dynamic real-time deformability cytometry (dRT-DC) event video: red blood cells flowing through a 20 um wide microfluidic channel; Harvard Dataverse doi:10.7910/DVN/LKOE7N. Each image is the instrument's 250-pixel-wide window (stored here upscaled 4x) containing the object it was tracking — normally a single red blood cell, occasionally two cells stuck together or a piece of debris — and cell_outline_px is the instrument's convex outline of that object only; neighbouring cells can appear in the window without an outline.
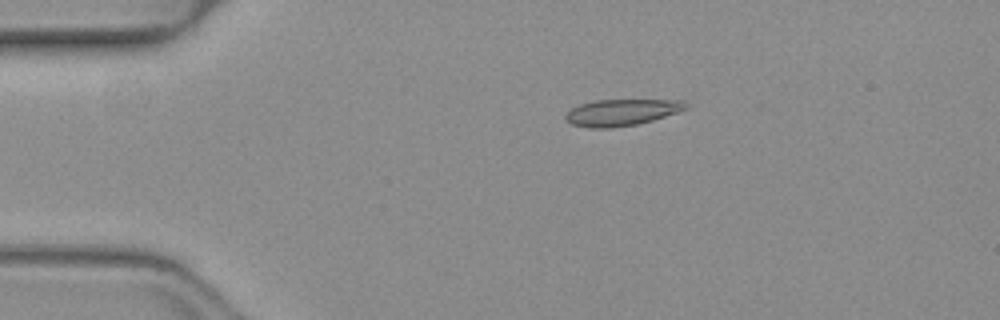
{"species": "common noctule bat (a hibernating species)", "species_latin": "Nyctalus noctula", "temperature_condition": "warm", "stored_images_in_passage": 35, "camera_frame_rate_fps": 3000, "um_per_image_px": 0.085, "animal": {"sex": "female", "body_mass_g": 19.3, "forearm_length_mm": 54.1}, "frame": {"image": 1, "passage_image": 1, "time_ms": 0.0, "image_size_px": [1000, 320], "cell_outline_px": [[688, 108], [652, 120], [636, 124], [612, 128], [588, 128], [572, 124], [564, 116], [572, 108], [580, 104], [596, 100], [684, 100], [688, 104]], "centroid_in_image_um": [52.84, 9.55], "position_along_channel_um": 32.2, "area_um2": 18.38}}
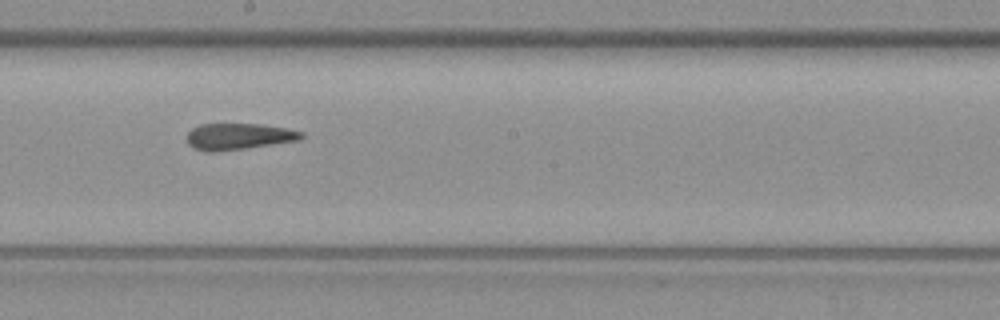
{"frame": {"image": 2, "passage_image": 19, "time_ms": 6.0, "image_size_px": [1000, 320], "cell_outline_px": [[304, 136], [300, 140], [248, 148], [216, 152], [208, 152], [192, 148], [188, 144], [188, 132], [192, 128], [200, 124], [260, 124], [288, 128], [304, 132]], "centroid_in_image_um": [20.3, 11.6], "position_along_channel_um": 227.9, "area_um2": 17.8}}
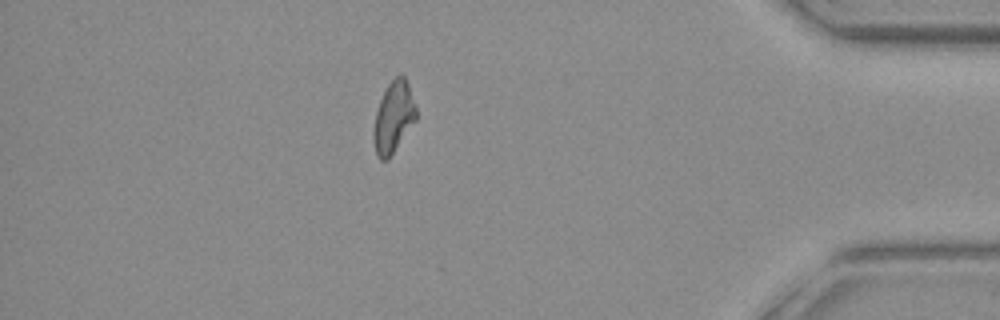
{"frame": {"image": 3, "passage_image": 35, "time_ms": 11.333, "image_size_px": [1000, 320], "cell_outline_px": [[416, 120], [388, 160], [380, 160], [376, 156], [372, 136], [372, 132], [376, 112], [380, 100], [388, 84], [400, 72], [404, 76], [408, 84], [416, 108]], "centroid_in_image_um": [33.43, 9.99], "position_along_channel_um": 401.8, "area_um2": 17.69}, "authors_computed_cell_mechanics": {"area_um2": 18.2648, "velocity_mm_per_s": 4.0668, "shape_relaxation_time_tau1_ms": null, "shape_relaxation_time_tau2_ms": 6.1488, "deformation_change_tau1": null, "deformation_change_tau2": 0.1586}}